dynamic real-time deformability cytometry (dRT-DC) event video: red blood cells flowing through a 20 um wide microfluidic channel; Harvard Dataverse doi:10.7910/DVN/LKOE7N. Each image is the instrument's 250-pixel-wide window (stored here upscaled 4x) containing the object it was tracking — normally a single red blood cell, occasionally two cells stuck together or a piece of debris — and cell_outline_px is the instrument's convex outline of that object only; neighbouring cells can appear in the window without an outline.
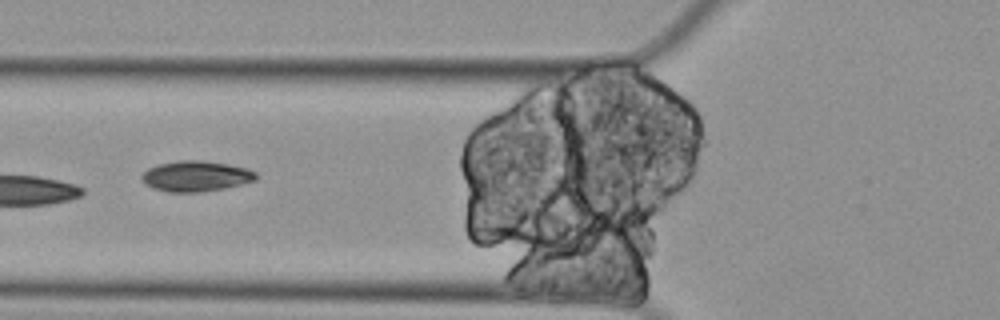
{"species": "Egyptian fruit bat (a non-hibernating species)", "species_latin": "Rousettus aegyptiacus", "temperature_condition": "cold", "stored_images_in_passage": 9, "camera_frame_rate_fps": 3000, "um_per_image_px": 0.085, "animal": {"sex": "female"}, "frame": {"image": 1, "passage_image": 6, "time_ms": 1.667, "image_size_px": [1000, 320], "cell_outline_px": [[256, 180], [240, 184], [220, 188], [196, 192], [168, 192], [152, 188], [144, 184], [140, 176], [148, 168], [160, 164], [176, 160], [204, 160], [228, 164], [248, 168], [256, 172]], "centroid_in_image_um": [16.61, 14.96], "position_along_channel_um": 109.2, "area_um2": 20.29}}
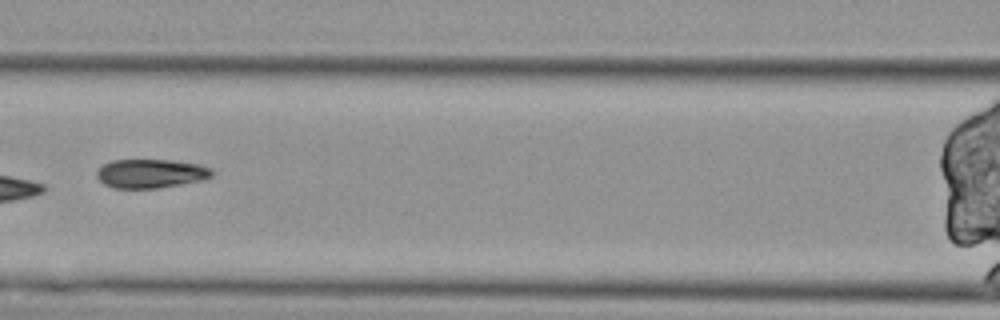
{"frame": {"image": 2, "passage_image": 7, "time_ms": 2.0, "image_size_px": [1000, 320], "cell_outline_px": [[212, 176], [204, 180], [156, 188], [112, 188], [104, 184], [96, 176], [96, 172], [104, 164], [112, 160], [172, 160], [196, 164], [212, 168]], "centroid_in_image_um": [12.81, 14.75], "position_along_channel_um": 153.8, "area_um2": 19.31}}
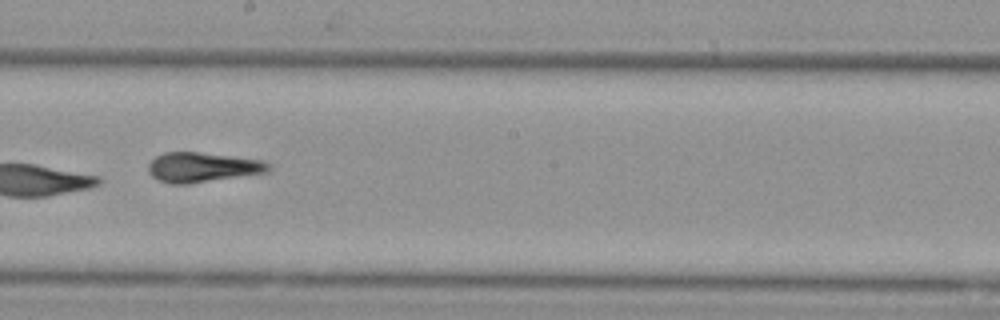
{"frame": {"image": 3, "passage_image": 9, "time_ms": 2.667, "image_size_px": [1000, 320], "cell_outline_px": [[272, 168], [268, 172], [188, 184], [172, 184], [160, 180], [152, 176], [148, 172], [148, 164], [156, 156], [164, 152], [200, 152], [264, 160], [272, 164]], "centroid_in_image_um": [17.24, 14.21], "position_along_channel_um": 231.0, "area_um2": 20.98}}